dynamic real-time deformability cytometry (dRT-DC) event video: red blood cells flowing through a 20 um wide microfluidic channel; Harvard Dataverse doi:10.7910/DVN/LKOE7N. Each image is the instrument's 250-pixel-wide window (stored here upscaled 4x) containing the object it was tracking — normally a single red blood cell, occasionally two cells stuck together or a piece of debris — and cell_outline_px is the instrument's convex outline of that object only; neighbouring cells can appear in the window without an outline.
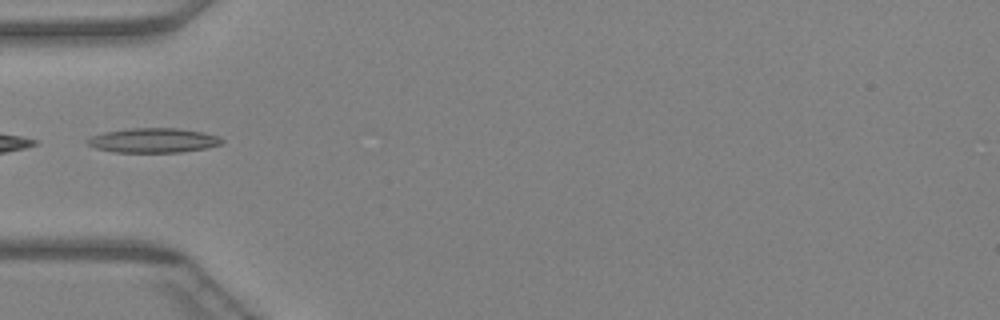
{"species": "Egyptian fruit bat (a non-hibernating species)", "species_latin": "Rousettus aegyptiacus", "temperature_condition": "warm", "stored_images_in_passage": 30, "camera_frame_rate_fps": 3000, "um_per_image_px": 0.085, "animal": {"sex": "female"}, "frame": {"image": 1, "passage_image": 1, "time_ms": 0.0, "image_size_px": [1000, 320], "cell_outline_px": [[224, 140], [220, 144], [204, 148], [180, 152], [116, 152], [96, 148], [88, 144], [84, 140], [88, 136], [104, 132], [128, 128], [180, 128], [204, 132], [220, 136]], "centroid_in_image_um": [13.01, 11.92], "position_along_channel_um": 72.0, "area_um2": 19.36}}
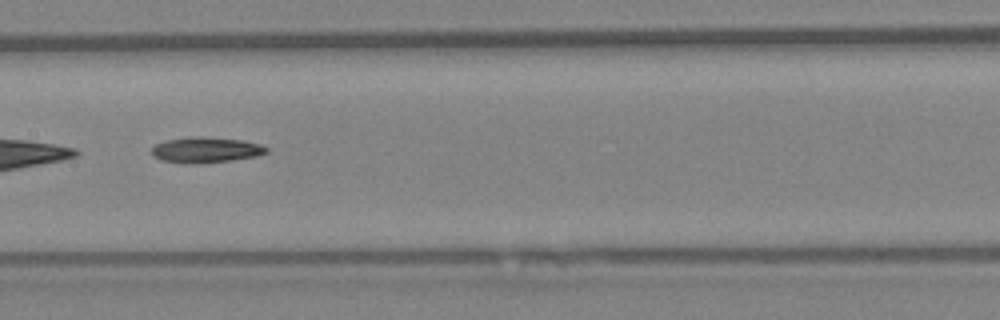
{"frame": {"image": 2, "passage_image": 9, "time_ms": 2.667, "image_size_px": [1000, 320], "cell_outline_px": [[268, 152], [256, 156], [232, 160], [160, 160], [152, 156], [152, 148], [156, 144], [168, 140], [200, 136], [204, 136], [244, 140], [260, 144], [268, 148]], "centroid_in_image_um": [17.58, 12.68], "position_along_channel_um": 189.8, "area_um2": 16.01}}